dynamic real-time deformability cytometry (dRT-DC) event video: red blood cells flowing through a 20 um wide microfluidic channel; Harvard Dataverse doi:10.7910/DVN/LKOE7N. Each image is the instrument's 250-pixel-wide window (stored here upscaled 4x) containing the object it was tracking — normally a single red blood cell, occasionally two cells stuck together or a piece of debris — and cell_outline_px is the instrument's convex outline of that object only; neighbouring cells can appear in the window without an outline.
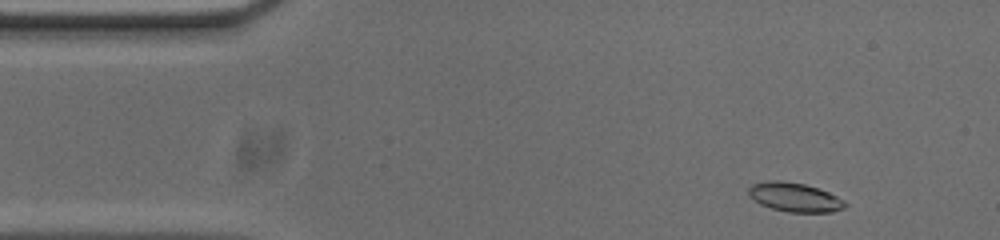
{"species": "common noctule bat (a hibernating species)", "species_latin": "Nyctalus noctula", "temperature_condition": "cold", "stored_images_in_passage": 51, "camera_frame_rate_fps": 3000, "um_per_image_px": 0.085, "animal": {"sex": "male", "body_mass_g": 20.0, "forearm_length_mm": 53.3}, "frame": {"image": 1, "passage_image": 2, "time_ms": 0.333, "image_size_px": [1000, 240], "cell_outline_px": [[848, 204], [844, 208], [832, 212], [788, 212], [772, 208], [760, 204], [748, 196], [748, 188], [752, 184], [772, 180], [780, 180], [804, 184], [828, 192], [844, 200]], "centroid_in_image_um": [67.53, 16.77], "position_along_channel_um": 17.5, "area_um2": 16.3}}
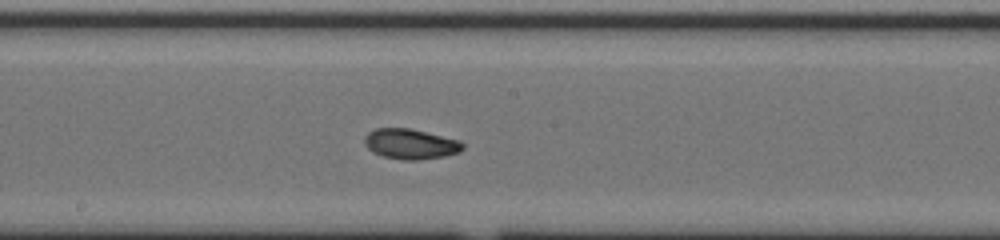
{"frame": {"image": 2, "passage_image": 24, "time_ms": 7.667, "image_size_px": [1000, 240], "cell_outline_px": [[464, 148], [460, 152], [444, 156], [420, 160], [404, 160], [384, 156], [372, 152], [364, 144], [364, 136], [368, 132], [376, 128], [408, 128], [460, 140], [464, 144]], "centroid_in_image_um": [34.89, 12.24], "position_along_channel_um": 213.3, "area_um2": 17.34}}
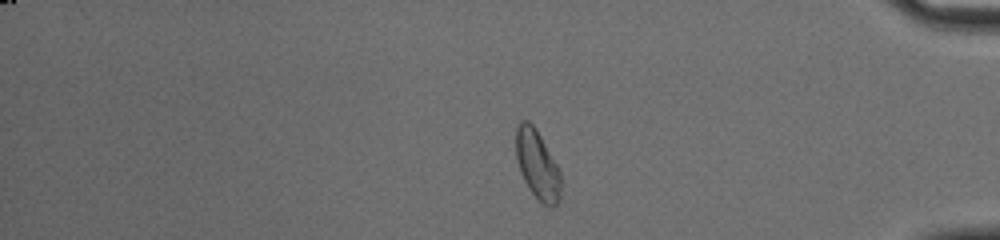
{"frame": {"image": 3, "passage_image": 41, "time_ms": 13.333, "image_size_px": [1000, 240], "cell_outline_px": [[560, 200], [552, 208], [544, 204], [528, 188], [520, 172], [516, 156], [516, 128], [520, 120], [528, 120], [536, 128], [556, 164], [560, 172]], "centroid_in_image_um": [45.66, 13.98], "position_along_channel_um": 389.5, "area_um2": 17.86}, "authors_computed_cell_mechanics": {"area_um2": 17.2244, "velocity_mm_per_s": 3.6954, "shape_relaxation_time_tau1_ms": 2.5774, "shape_relaxation_time_tau2_ms": 5.5924, "deformation_change_tau1": 0.1078, "deformation_change_tau2": 0.1054}}